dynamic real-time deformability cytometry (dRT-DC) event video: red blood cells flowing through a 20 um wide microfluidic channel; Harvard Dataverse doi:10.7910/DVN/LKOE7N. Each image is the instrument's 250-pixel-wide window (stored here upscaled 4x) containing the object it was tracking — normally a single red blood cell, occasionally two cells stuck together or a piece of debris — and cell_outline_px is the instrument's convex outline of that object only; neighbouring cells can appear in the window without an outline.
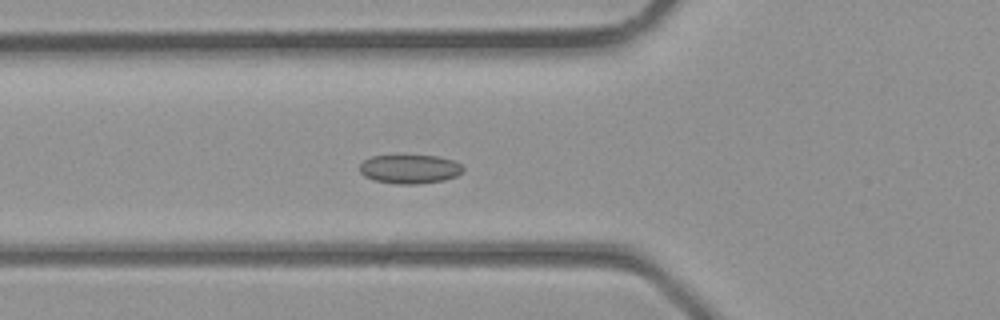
{"species": "common noctule bat (a hibernating species)", "species_latin": "Nyctalus noctula", "temperature_condition": "room temperature", "stored_images_in_passage": 40, "camera_frame_rate_fps": 3000, "um_per_image_px": 0.085, "animal": {"sex": "male", "body_mass_g": 23.1, "forearm_length_mm": 52.7}, "frame": {"image": 1, "passage_image": 15, "time_ms": 4.667, "image_size_px": [1000, 320], "cell_outline_px": [[464, 168], [456, 176], [444, 180], [416, 184], [400, 184], [372, 180], [364, 176], [360, 172], [360, 164], [364, 160], [372, 156], [436, 156], [452, 160], [460, 164]], "centroid_in_image_um": [34.8, 14.38], "position_along_channel_um": 91.0, "area_um2": 17.22}}
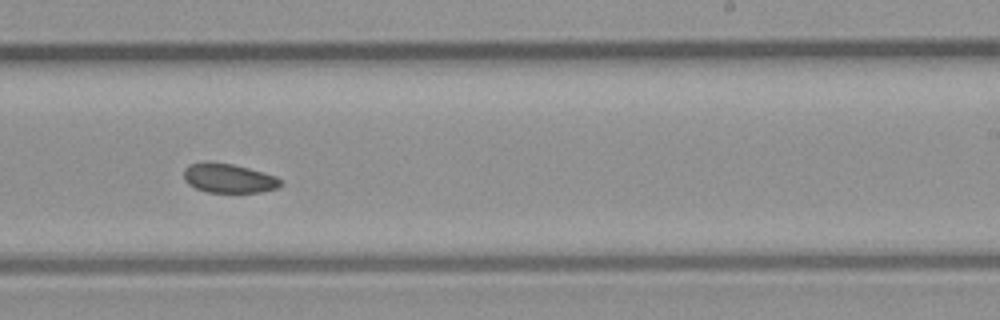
{"frame": {"image": 2, "passage_image": 25, "time_ms": 8.0, "image_size_px": [1000, 320], "cell_outline_px": [[280, 184], [276, 188], [260, 192], [208, 192], [196, 188], [188, 184], [184, 180], [184, 168], [188, 164], [204, 160], [208, 160], [232, 164], [248, 168], [276, 176], [280, 180]], "centroid_in_image_um": [19.36, 15.12], "position_along_channel_um": 269.6, "area_um2": 16.59}}
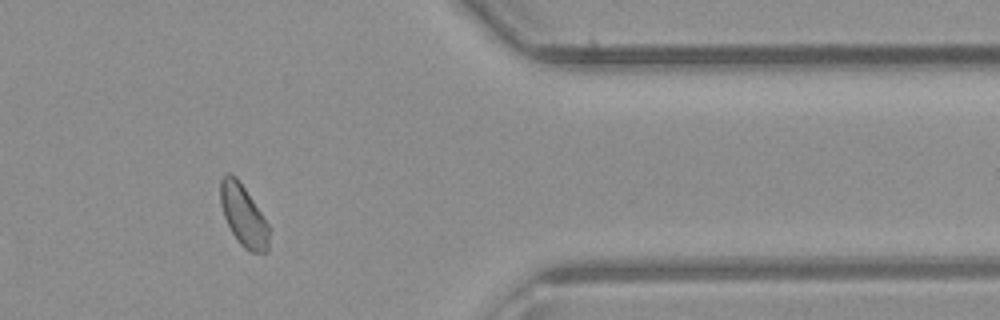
{"frame": {"image": 3, "passage_image": 33, "time_ms": 10.667, "image_size_px": [1000, 320], "cell_outline_px": [[268, 252], [248, 252], [240, 244], [232, 232], [224, 216], [220, 204], [220, 180], [224, 172], [228, 172], [236, 176], [268, 224]], "centroid_in_image_um": [20.66, 18.3], "position_along_channel_um": 390.7, "area_um2": 17.17}}